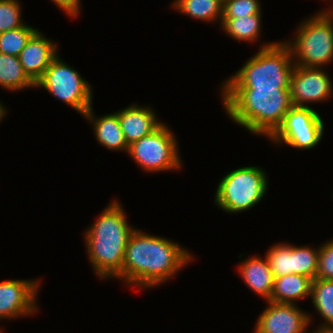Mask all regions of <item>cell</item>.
<instances>
[{"instance_id":"cell-1","label":"cell","mask_w":333,"mask_h":333,"mask_svg":"<svg viewBox=\"0 0 333 333\" xmlns=\"http://www.w3.org/2000/svg\"><path fill=\"white\" fill-rule=\"evenodd\" d=\"M178 243L135 229L129 236L122 265L126 285L157 286L171 279L192 260Z\"/></svg>"},{"instance_id":"cell-2","label":"cell","mask_w":333,"mask_h":333,"mask_svg":"<svg viewBox=\"0 0 333 333\" xmlns=\"http://www.w3.org/2000/svg\"><path fill=\"white\" fill-rule=\"evenodd\" d=\"M222 102L230 118L249 133L268 138L293 107L290 89H222Z\"/></svg>"},{"instance_id":"cell-3","label":"cell","mask_w":333,"mask_h":333,"mask_svg":"<svg viewBox=\"0 0 333 333\" xmlns=\"http://www.w3.org/2000/svg\"><path fill=\"white\" fill-rule=\"evenodd\" d=\"M99 216L85 233L88 259L101 279L122 280L125 248L135 228L129 227L125 211L117 200L111 201Z\"/></svg>"},{"instance_id":"cell-4","label":"cell","mask_w":333,"mask_h":333,"mask_svg":"<svg viewBox=\"0 0 333 333\" xmlns=\"http://www.w3.org/2000/svg\"><path fill=\"white\" fill-rule=\"evenodd\" d=\"M263 44L256 55L225 80L222 89H290L295 66L290 47L285 41Z\"/></svg>"},{"instance_id":"cell-5","label":"cell","mask_w":333,"mask_h":333,"mask_svg":"<svg viewBox=\"0 0 333 333\" xmlns=\"http://www.w3.org/2000/svg\"><path fill=\"white\" fill-rule=\"evenodd\" d=\"M293 42L285 41L295 65L321 68L333 59V15L323 10L300 24Z\"/></svg>"},{"instance_id":"cell-6","label":"cell","mask_w":333,"mask_h":333,"mask_svg":"<svg viewBox=\"0 0 333 333\" xmlns=\"http://www.w3.org/2000/svg\"><path fill=\"white\" fill-rule=\"evenodd\" d=\"M267 174L262 168L246 166L232 170L218 184L216 205L234 213L247 211L258 204L268 190Z\"/></svg>"},{"instance_id":"cell-7","label":"cell","mask_w":333,"mask_h":333,"mask_svg":"<svg viewBox=\"0 0 333 333\" xmlns=\"http://www.w3.org/2000/svg\"><path fill=\"white\" fill-rule=\"evenodd\" d=\"M36 86L43 87L55 98L70 105L82 116L92 107V87L57 55L46 68Z\"/></svg>"},{"instance_id":"cell-8","label":"cell","mask_w":333,"mask_h":333,"mask_svg":"<svg viewBox=\"0 0 333 333\" xmlns=\"http://www.w3.org/2000/svg\"><path fill=\"white\" fill-rule=\"evenodd\" d=\"M177 144L173 132L162 124L152 134L131 143L127 153L148 173L178 170L182 164Z\"/></svg>"},{"instance_id":"cell-9","label":"cell","mask_w":333,"mask_h":333,"mask_svg":"<svg viewBox=\"0 0 333 333\" xmlns=\"http://www.w3.org/2000/svg\"><path fill=\"white\" fill-rule=\"evenodd\" d=\"M323 134V120L313 108L293 106L269 139L300 150L312 149L320 143Z\"/></svg>"},{"instance_id":"cell-10","label":"cell","mask_w":333,"mask_h":333,"mask_svg":"<svg viewBox=\"0 0 333 333\" xmlns=\"http://www.w3.org/2000/svg\"><path fill=\"white\" fill-rule=\"evenodd\" d=\"M332 92V82L327 72L316 67L294 66L290 79L293 106L307 107L309 102L327 100Z\"/></svg>"},{"instance_id":"cell-11","label":"cell","mask_w":333,"mask_h":333,"mask_svg":"<svg viewBox=\"0 0 333 333\" xmlns=\"http://www.w3.org/2000/svg\"><path fill=\"white\" fill-rule=\"evenodd\" d=\"M268 308L259 315L254 333H306L311 316L297 304L267 301Z\"/></svg>"},{"instance_id":"cell-12","label":"cell","mask_w":333,"mask_h":333,"mask_svg":"<svg viewBox=\"0 0 333 333\" xmlns=\"http://www.w3.org/2000/svg\"><path fill=\"white\" fill-rule=\"evenodd\" d=\"M39 280H4L0 282V319L17 318L37 312Z\"/></svg>"},{"instance_id":"cell-13","label":"cell","mask_w":333,"mask_h":333,"mask_svg":"<svg viewBox=\"0 0 333 333\" xmlns=\"http://www.w3.org/2000/svg\"><path fill=\"white\" fill-rule=\"evenodd\" d=\"M57 44L48 40L37 30L19 54L25 73L36 84L44 75L46 68L58 55Z\"/></svg>"},{"instance_id":"cell-14","label":"cell","mask_w":333,"mask_h":333,"mask_svg":"<svg viewBox=\"0 0 333 333\" xmlns=\"http://www.w3.org/2000/svg\"><path fill=\"white\" fill-rule=\"evenodd\" d=\"M153 109L132 104L117 113L127 145L152 134L163 123L158 122Z\"/></svg>"},{"instance_id":"cell-15","label":"cell","mask_w":333,"mask_h":333,"mask_svg":"<svg viewBox=\"0 0 333 333\" xmlns=\"http://www.w3.org/2000/svg\"><path fill=\"white\" fill-rule=\"evenodd\" d=\"M244 260L238 269L244 282L249 289L269 301L274 289V276L267 258L251 256Z\"/></svg>"},{"instance_id":"cell-16","label":"cell","mask_w":333,"mask_h":333,"mask_svg":"<svg viewBox=\"0 0 333 333\" xmlns=\"http://www.w3.org/2000/svg\"><path fill=\"white\" fill-rule=\"evenodd\" d=\"M92 107L83 116L92 122L97 141L108 150L128 151L117 113L94 117Z\"/></svg>"},{"instance_id":"cell-17","label":"cell","mask_w":333,"mask_h":333,"mask_svg":"<svg viewBox=\"0 0 333 333\" xmlns=\"http://www.w3.org/2000/svg\"><path fill=\"white\" fill-rule=\"evenodd\" d=\"M312 279L299 274H289L274 278V289L269 301L293 304L311 296Z\"/></svg>"},{"instance_id":"cell-18","label":"cell","mask_w":333,"mask_h":333,"mask_svg":"<svg viewBox=\"0 0 333 333\" xmlns=\"http://www.w3.org/2000/svg\"><path fill=\"white\" fill-rule=\"evenodd\" d=\"M310 298L325 321L317 330H333V280H312Z\"/></svg>"},{"instance_id":"cell-19","label":"cell","mask_w":333,"mask_h":333,"mask_svg":"<svg viewBox=\"0 0 333 333\" xmlns=\"http://www.w3.org/2000/svg\"><path fill=\"white\" fill-rule=\"evenodd\" d=\"M0 86L8 90L36 87L25 73L18 56L0 53Z\"/></svg>"},{"instance_id":"cell-20","label":"cell","mask_w":333,"mask_h":333,"mask_svg":"<svg viewBox=\"0 0 333 333\" xmlns=\"http://www.w3.org/2000/svg\"><path fill=\"white\" fill-rule=\"evenodd\" d=\"M172 5L171 7L182 14L201 21L213 22L220 19L221 22L222 20V0H175Z\"/></svg>"},{"instance_id":"cell-21","label":"cell","mask_w":333,"mask_h":333,"mask_svg":"<svg viewBox=\"0 0 333 333\" xmlns=\"http://www.w3.org/2000/svg\"><path fill=\"white\" fill-rule=\"evenodd\" d=\"M261 14L246 17L222 18L223 30L238 41L252 42L257 40L261 31Z\"/></svg>"},{"instance_id":"cell-22","label":"cell","mask_w":333,"mask_h":333,"mask_svg":"<svg viewBox=\"0 0 333 333\" xmlns=\"http://www.w3.org/2000/svg\"><path fill=\"white\" fill-rule=\"evenodd\" d=\"M319 251L320 247L312 249L310 246L292 245L293 274L308 276L314 280L318 270Z\"/></svg>"},{"instance_id":"cell-23","label":"cell","mask_w":333,"mask_h":333,"mask_svg":"<svg viewBox=\"0 0 333 333\" xmlns=\"http://www.w3.org/2000/svg\"><path fill=\"white\" fill-rule=\"evenodd\" d=\"M36 31L37 29L24 24L19 28L0 33V53L19 56Z\"/></svg>"},{"instance_id":"cell-24","label":"cell","mask_w":333,"mask_h":333,"mask_svg":"<svg viewBox=\"0 0 333 333\" xmlns=\"http://www.w3.org/2000/svg\"><path fill=\"white\" fill-rule=\"evenodd\" d=\"M274 278L293 274L292 269V245L289 243L275 244L266 256Z\"/></svg>"},{"instance_id":"cell-25","label":"cell","mask_w":333,"mask_h":333,"mask_svg":"<svg viewBox=\"0 0 333 333\" xmlns=\"http://www.w3.org/2000/svg\"><path fill=\"white\" fill-rule=\"evenodd\" d=\"M20 6L18 0H0V33L24 25Z\"/></svg>"},{"instance_id":"cell-26","label":"cell","mask_w":333,"mask_h":333,"mask_svg":"<svg viewBox=\"0 0 333 333\" xmlns=\"http://www.w3.org/2000/svg\"><path fill=\"white\" fill-rule=\"evenodd\" d=\"M261 14L259 0H226L223 2L222 18L246 17Z\"/></svg>"},{"instance_id":"cell-27","label":"cell","mask_w":333,"mask_h":333,"mask_svg":"<svg viewBox=\"0 0 333 333\" xmlns=\"http://www.w3.org/2000/svg\"><path fill=\"white\" fill-rule=\"evenodd\" d=\"M316 278L333 280V240L320 245Z\"/></svg>"},{"instance_id":"cell-28","label":"cell","mask_w":333,"mask_h":333,"mask_svg":"<svg viewBox=\"0 0 333 333\" xmlns=\"http://www.w3.org/2000/svg\"><path fill=\"white\" fill-rule=\"evenodd\" d=\"M68 16L76 17L80 12V0H51Z\"/></svg>"},{"instance_id":"cell-29","label":"cell","mask_w":333,"mask_h":333,"mask_svg":"<svg viewBox=\"0 0 333 333\" xmlns=\"http://www.w3.org/2000/svg\"><path fill=\"white\" fill-rule=\"evenodd\" d=\"M7 110L3 106V104L0 102V121H2V118L7 115L6 114Z\"/></svg>"},{"instance_id":"cell-30","label":"cell","mask_w":333,"mask_h":333,"mask_svg":"<svg viewBox=\"0 0 333 333\" xmlns=\"http://www.w3.org/2000/svg\"><path fill=\"white\" fill-rule=\"evenodd\" d=\"M314 333H333V330H315Z\"/></svg>"},{"instance_id":"cell-31","label":"cell","mask_w":333,"mask_h":333,"mask_svg":"<svg viewBox=\"0 0 333 333\" xmlns=\"http://www.w3.org/2000/svg\"><path fill=\"white\" fill-rule=\"evenodd\" d=\"M329 12L333 15V10L332 9H330Z\"/></svg>"}]
</instances>
